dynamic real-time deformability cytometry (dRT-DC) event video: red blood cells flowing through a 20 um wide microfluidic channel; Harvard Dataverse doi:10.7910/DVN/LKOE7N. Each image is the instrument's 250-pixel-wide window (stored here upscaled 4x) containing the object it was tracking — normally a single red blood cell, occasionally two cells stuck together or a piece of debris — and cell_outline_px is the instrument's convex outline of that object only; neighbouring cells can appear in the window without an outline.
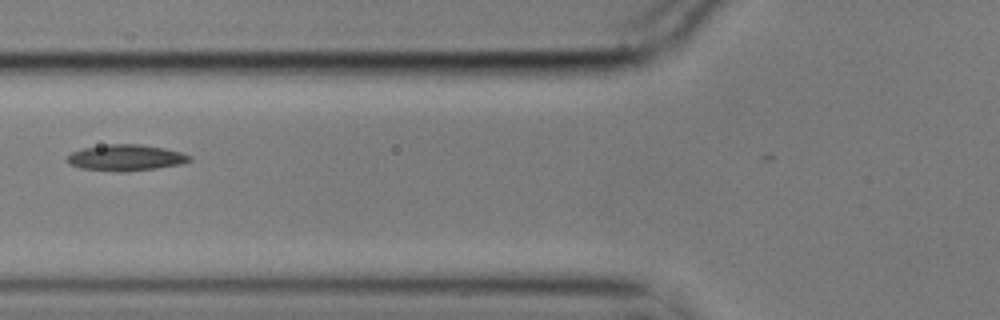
{"species": "common noctule bat (a hibernating species)", "species_latin": "Nyctalus noctula", "temperature_condition": "cold", "stored_images_in_passage": 4, "camera_frame_rate_fps": 3000, "um_per_image_px": 0.085, "animal": {"sex": "male", "body_mass_g": 17.9}, "frame": {"image": 1, "passage_image": 3, "time_ms": 0.667, "image_size_px": [1000, 320], "cell_outline_px": [[192, 160], [180, 164], [156, 168], [120, 172], [116, 172], [80, 168], [68, 164], [64, 160], [72, 152], [84, 148], [108, 144], [140, 144], [164, 148], [180, 152], [192, 156]], "centroid_in_image_um": [10.66, 13.41], "position_along_channel_um": 115.1, "area_um2": 18.67}}